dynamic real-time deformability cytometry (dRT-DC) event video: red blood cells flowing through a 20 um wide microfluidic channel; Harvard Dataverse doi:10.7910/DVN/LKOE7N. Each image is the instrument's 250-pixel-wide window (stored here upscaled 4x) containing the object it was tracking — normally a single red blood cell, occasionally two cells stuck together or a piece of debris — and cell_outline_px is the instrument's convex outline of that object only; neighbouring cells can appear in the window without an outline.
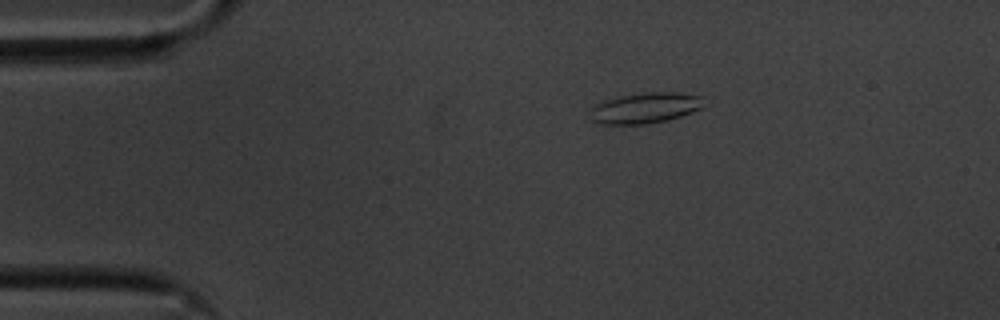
{"species": "common noctule bat (a hibernating species)", "species_latin": "Nyctalus noctula", "temperature_condition": "cold", "stored_images_in_passage": 47, "camera_frame_rate_fps": 3000, "um_per_image_px": 0.085, "animal": {"sex": "male", "body_mass_g": 20.1, "forearm_length_mm": 53.5}, "frame": {"image": 1, "passage_image": 1, "time_ms": 0.0, "image_size_px": [1000, 320], "cell_outline_px": [[712, 104], [704, 108], [680, 116], [664, 120], [644, 124], [596, 124], [592, 120], [592, 104], [604, 100], [620, 96], [648, 92], [676, 92], [704, 96]], "centroid_in_image_um": [54.95, 9.16], "position_along_channel_um": 30.1, "area_um2": 20.75}}
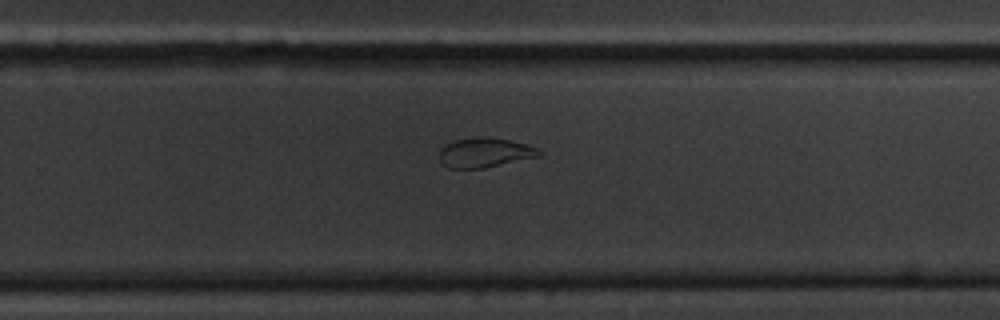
{"frame": {"image": 2, "passage_image": 27, "time_ms": 8.667, "image_size_px": [1000, 320], "cell_outline_px": [[544, 152], [540, 156], [484, 168], [448, 168], [440, 160], [440, 148], [444, 144], [456, 140], [508, 140], [524, 144], [536, 148]], "centroid_in_image_um": [41.21, 13.03], "position_along_channel_um": 288.6, "area_um2": 16.3}}
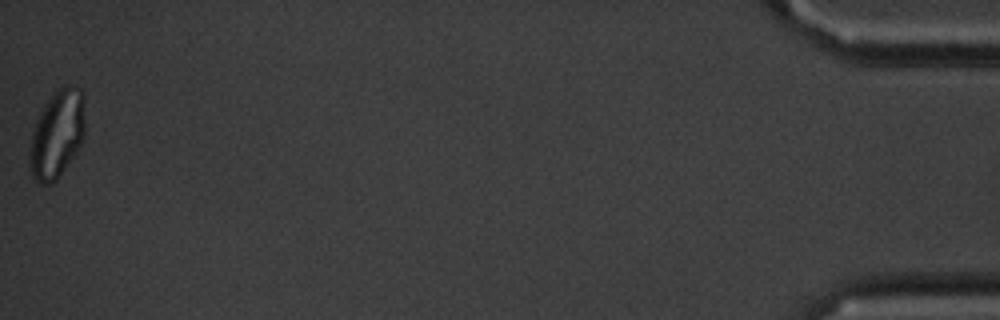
{"frame": {"image": 3, "passage_image": 47, "time_ms": 15.333, "image_size_px": [1000, 320], "cell_outline_px": [[84, 136], [80, 144], [56, 180], [52, 184], [40, 184], [32, 176], [28, 164], [28, 152], [32, 128], [44, 104], [52, 92], [56, 88], [64, 84], [76, 84], [84, 92]], "centroid_in_image_um": [4.82, 11.33], "position_along_channel_um": 430.4, "area_um2": 28.96}, "authors_computed_cell_mechanics": {"area_um2": 18.6116, "velocity_mm_per_s": 3.5485, "shape_relaxation_time_tau1_ms": 5.7406, "shape_relaxation_time_tau2_ms": 3.0988, "deformation_change_tau1": 0.1616, "deformation_change_tau2": 0.0956}}